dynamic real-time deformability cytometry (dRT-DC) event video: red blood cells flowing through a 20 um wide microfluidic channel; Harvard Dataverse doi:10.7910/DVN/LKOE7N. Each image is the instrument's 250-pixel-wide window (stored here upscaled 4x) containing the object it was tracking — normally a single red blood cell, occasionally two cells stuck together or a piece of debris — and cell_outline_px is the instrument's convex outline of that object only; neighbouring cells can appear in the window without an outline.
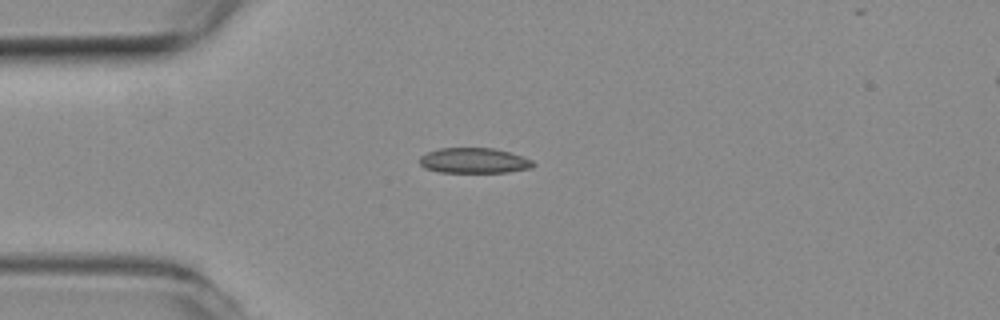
{"species": "common noctule bat (a hibernating species)", "species_latin": "Nyctalus noctula", "temperature_condition": "room temperature", "stored_images_in_passage": 5, "camera_frame_rate_fps": 3000, "um_per_image_px": 0.085, "animal": {"sex": "female", "body_mass_g": 19.3, "forearm_length_mm": 54.1}, "frame": {"image": 1, "passage_image": 1, "time_ms": 0.0, "image_size_px": [1000, 320], "cell_outline_px": [[536, 164], [532, 168], [508, 172], [440, 172], [424, 168], [420, 164], [420, 156], [428, 152], [440, 148], [492, 148], [508, 152], [532, 160]], "centroid_in_image_um": [40.29, 13.66], "position_along_channel_um": 44.7, "area_um2": 16.65}}